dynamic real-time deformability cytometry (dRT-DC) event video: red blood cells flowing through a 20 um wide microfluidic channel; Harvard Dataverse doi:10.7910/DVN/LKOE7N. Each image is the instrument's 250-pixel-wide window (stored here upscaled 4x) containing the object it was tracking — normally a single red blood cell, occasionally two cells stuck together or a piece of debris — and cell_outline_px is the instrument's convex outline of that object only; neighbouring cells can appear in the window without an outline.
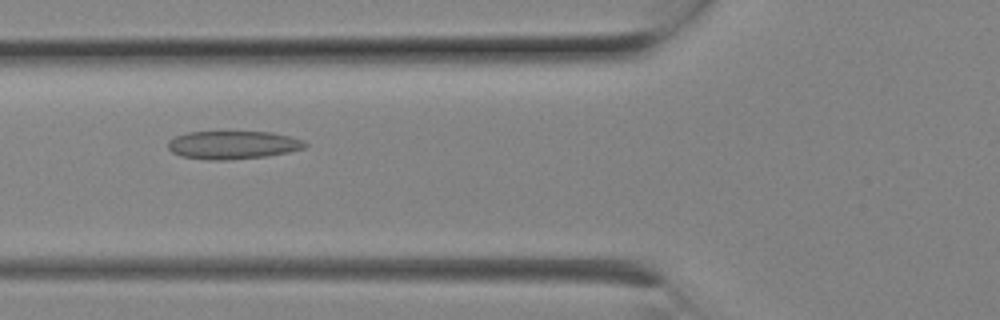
{"species": "Egyptian fruit bat (a non-hibernating species)", "species_latin": "Rousettus aegyptiacus", "temperature_condition": "room temperature", "stored_images_in_passage": 3, "camera_frame_rate_fps": 3000, "um_per_image_px": 0.085, "animal": {"sex": "female"}, "frame": {"image": 1, "passage_image": 2, "time_ms": 0.333, "image_size_px": [1000, 320], "cell_outline_px": [[308, 144], [304, 148], [288, 152], [264, 156], [228, 160], [208, 160], [180, 156], [172, 152], [168, 148], [168, 140], [176, 136], [188, 132], [272, 132], [304, 140]], "centroid_in_image_um": [19.77, 12.32], "position_along_channel_um": 106.0, "area_um2": 22.43}}
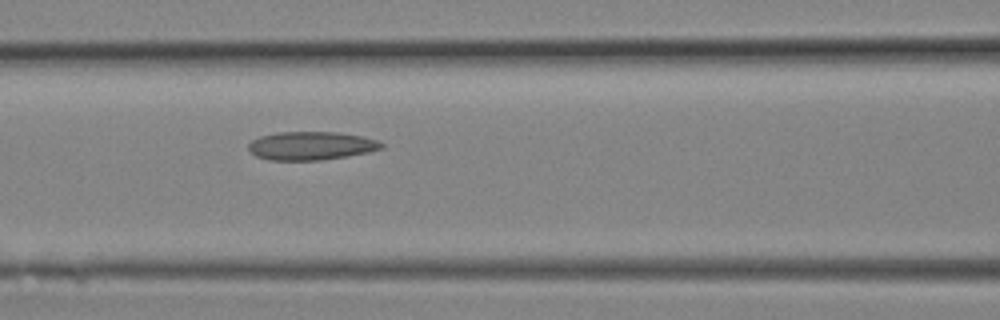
{"frame": {"image": 2, "passage_image": 3, "time_ms": 0.667, "image_size_px": [1000, 320], "cell_outline_px": [[384, 148], [368, 152], [348, 156], [320, 160], [268, 160], [256, 156], [248, 148], [248, 144], [252, 140], [260, 136], [280, 132], [336, 132], [360, 136], [376, 140], [384, 144]], "centroid_in_image_um": [26.44, 12.39], "position_along_channel_um": 140.2, "area_um2": 21.91}}